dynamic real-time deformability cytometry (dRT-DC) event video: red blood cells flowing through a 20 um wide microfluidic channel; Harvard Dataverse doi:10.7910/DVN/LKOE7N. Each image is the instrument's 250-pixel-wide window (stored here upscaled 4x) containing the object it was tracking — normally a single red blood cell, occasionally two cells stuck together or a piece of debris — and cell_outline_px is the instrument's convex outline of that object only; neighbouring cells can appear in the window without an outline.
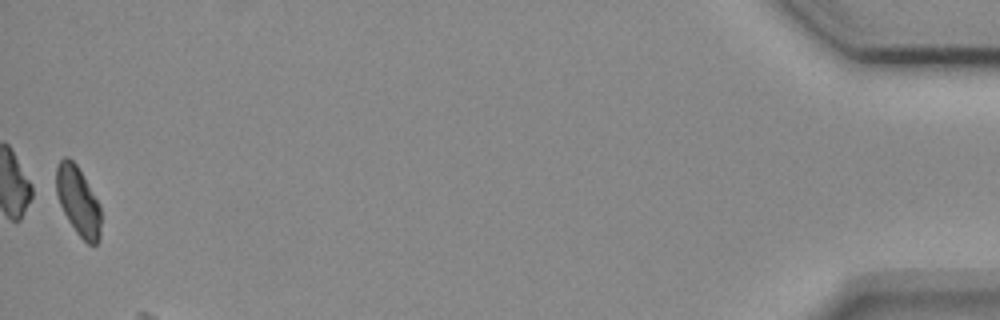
{"species": "common noctule bat (a hibernating species)", "species_latin": "Nyctalus noctula", "temperature_condition": "cold", "stored_images_in_passage": 49, "camera_frame_rate_fps": 3000, "um_per_image_px": 0.085, "animal": {"sex": "female", "body_mass_g": 18.4}, "frame": {"image": 1, "passage_image": 49, "time_ms": 16.0, "image_size_px": [1000, 320], "cell_outline_px": [[100, 240], [96, 244], [88, 244], [76, 232], [68, 220], [60, 204], [56, 192], [56, 168], [60, 160], [64, 156], [68, 156], [76, 164], [100, 204]], "centroid_in_image_um": [6.64, 17.08], "position_along_channel_um": 428.6, "area_um2": 17.8}}